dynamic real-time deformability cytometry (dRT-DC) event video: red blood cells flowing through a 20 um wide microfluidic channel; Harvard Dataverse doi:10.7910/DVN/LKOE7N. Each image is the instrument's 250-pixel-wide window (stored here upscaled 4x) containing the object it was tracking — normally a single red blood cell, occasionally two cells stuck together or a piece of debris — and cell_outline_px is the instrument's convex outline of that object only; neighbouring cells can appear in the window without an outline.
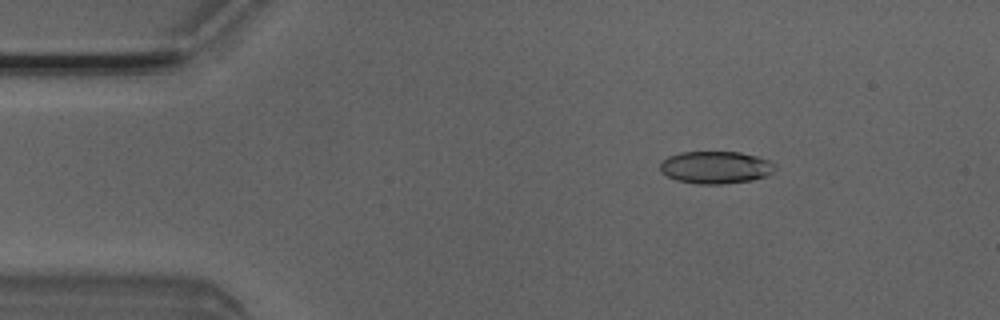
{"species": "Egyptian fruit bat (a non-hibernating species)", "species_latin": "Rousettus aegyptiacus", "temperature_condition": "room temperature", "stored_images_in_passage": 3, "camera_frame_rate_fps": 3000, "um_per_image_px": 0.085, "animal": {"sex": "male"}, "frame": {"image": 1, "passage_image": 1, "time_ms": 0.0, "image_size_px": [1000, 320], "cell_outline_px": [[776, 168], [768, 176], [752, 180], [724, 184], [696, 184], [676, 180], [660, 172], [660, 164], [668, 156], [680, 152], [740, 152], [756, 156], [768, 160], [776, 164]], "centroid_in_image_um": [60.84, 14.23], "position_along_channel_um": 24.2, "area_um2": 21.85}}